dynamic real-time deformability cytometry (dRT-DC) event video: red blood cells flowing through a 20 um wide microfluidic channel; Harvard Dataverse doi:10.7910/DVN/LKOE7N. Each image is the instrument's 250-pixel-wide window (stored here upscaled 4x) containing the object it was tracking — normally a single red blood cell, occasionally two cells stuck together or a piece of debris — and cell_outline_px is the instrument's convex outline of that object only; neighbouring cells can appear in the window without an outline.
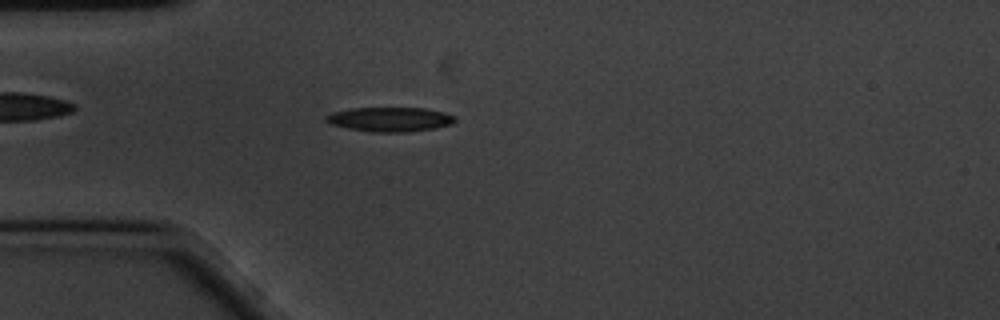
{"species": "common noctule bat (a hibernating species)", "species_latin": "Nyctalus noctula", "temperature_condition": "cold", "stored_images_in_passage": 47, "camera_frame_rate_fps": 3000, "um_per_image_px": 0.085, "animal": {"sex": "male", "body_mass_g": 20.1, "forearm_length_mm": 53.5}, "frame": {"image": 1, "passage_image": 5, "time_ms": 1.333, "image_size_px": [1000, 320], "cell_outline_px": [[456, 120], [452, 124], [436, 128], [408, 132], [372, 132], [348, 128], [328, 124], [324, 120], [324, 116], [332, 112], [352, 108], [424, 108], [444, 112], [456, 116]], "centroid_in_image_um": [33.13, 10.14], "position_along_channel_um": 51.9, "area_um2": 18.55}}
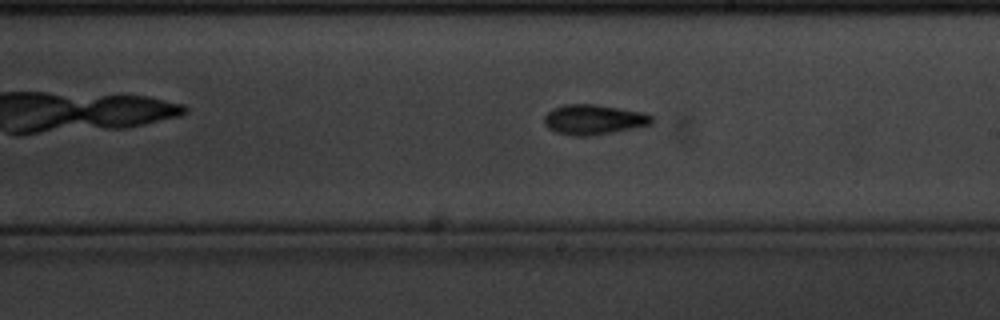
{"frame": {"image": 2, "passage_image": 22, "time_ms": 7.0, "image_size_px": [1000, 320], "cell_outline_px": [[652, 124], [612, 132], [588, 136], [572, 136], [556, 132], [548, 128], [544, 124], [544, 116], [552, 108], [564, 104], [596, 104], [644, 112], [652, 116]], "centroid_in_image_um": [50.43, 10.15], "position_along_channel_um": 238.6, "area_um2": 18.84}}
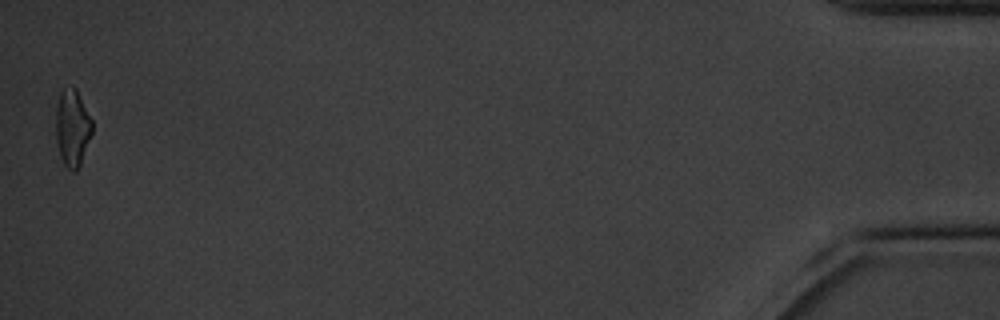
{"frame": {"image": 3, "passage_image": 47, "time_ms": 15.333, "image_size_px": [1000, 320], "cell_outline_px": [[92, 132], [80, 164], [76, 172], [72, 172], [64, 164], [60, 156], [56, 144], [56, 104], [60, 92], [72, 84], [76, 88], [92, 120]], "centroid_in_image_um": [6.13, 10.85], "position_along_channel_um": 429.1, "area_um2": 16.36}, "authors_computed_cell_mechanics": {"area_um2": 17.6868, "velocity_mm_per_s": 3.4161, "shape_relaxation_time_tau1_ms": null, "shape_relaxation_time_tau2_ms": 10.6257, "deformation_change_tau1": null, "deformation_change_tau2": 0.2}}